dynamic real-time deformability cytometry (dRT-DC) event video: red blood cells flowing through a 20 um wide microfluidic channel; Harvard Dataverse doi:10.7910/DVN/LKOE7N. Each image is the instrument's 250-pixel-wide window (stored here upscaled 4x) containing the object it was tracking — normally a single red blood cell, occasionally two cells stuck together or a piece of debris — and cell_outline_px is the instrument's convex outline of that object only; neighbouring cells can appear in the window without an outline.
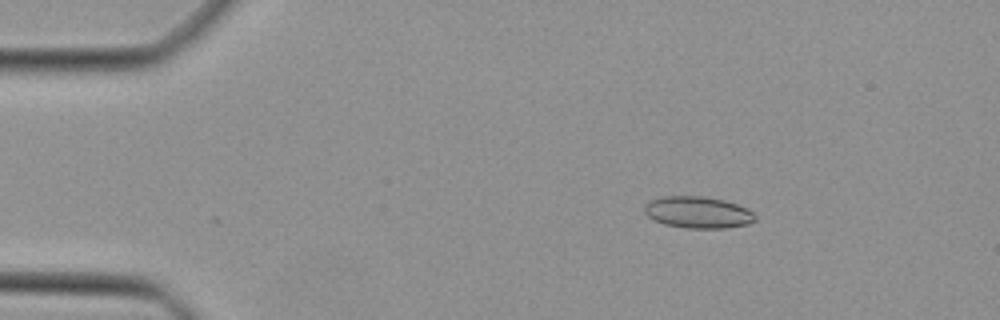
{"species": "Egyptian fruit bat (a non-hibernating species)", "species_latin": "Rousettus aegyptiacus", "temperature_condition": "cold", "stored_images_in_passage": 46, "camera_frame_rate_fps": 3000, "um_per_image_px": 0.085, "animal": {"sex": "female"}, "frame": {"image": 1, "passage_image": 7, "time_ms": 2.0, "image_size_px": [1000, 320], "cell_outline_px": [[756, 220], [748, 224], [724, 228], [684, 228], [664, 224], [648, 216], [644, 212], [644, 204], [652, 200], [664, 196], [704, 196], [724, 200], [736, 204], [752, 212], [756, 216]], "centroid_in_image_um": [59.31, 18.05], "position_along_channel_um": 25.7, "area_um2": 20.35}}
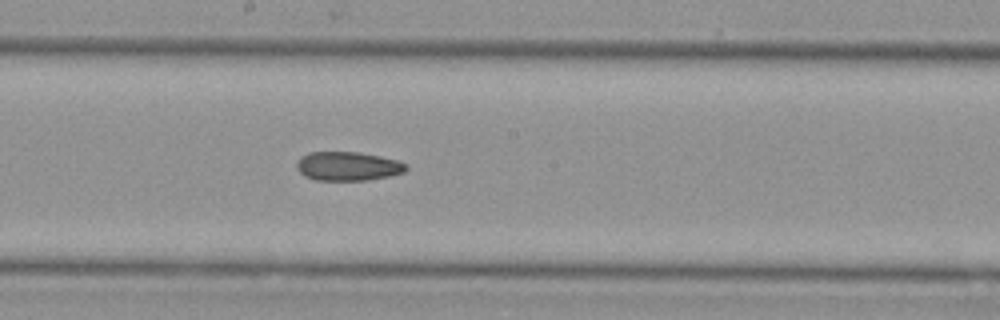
{"frame": {"image": 2, "passage_image": 25, "time_ms": 8.0, "image_size_px": [1000, 320], "cell_outline_px": [[408, 168], [404, 172], [388, 176], [368, 180], [316, 180], [304, 176], [296, 168], [296, 160], [300, 156], [308, 152], [360, 152], [400, 160], [408, 164]], "centroid_in_image_um": [29.56, 14.12], "position_along_channel_um": 218.6, "area_um2": 18.73}}
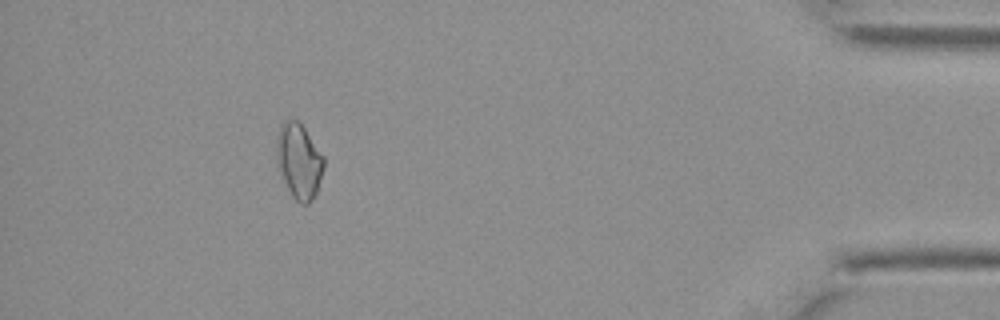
{"frame": {"image": 3, "passage_image": 42, "time_ms": 13.667, "image_size_px": [1000, 320], "cell_outline_px": [[324, 168], [316, 192], [312, 200], [308, 204], [300, 204], [292, 196], [280, 176], [276, 168], [276, 136], [280, 124], [284, 120], [296, 120], [304, 128], [324, 156]], "centroid_in_image_um": [25.37, 13.69], "position_along_channel_um": 409.8, "area_um2": 20.98}}